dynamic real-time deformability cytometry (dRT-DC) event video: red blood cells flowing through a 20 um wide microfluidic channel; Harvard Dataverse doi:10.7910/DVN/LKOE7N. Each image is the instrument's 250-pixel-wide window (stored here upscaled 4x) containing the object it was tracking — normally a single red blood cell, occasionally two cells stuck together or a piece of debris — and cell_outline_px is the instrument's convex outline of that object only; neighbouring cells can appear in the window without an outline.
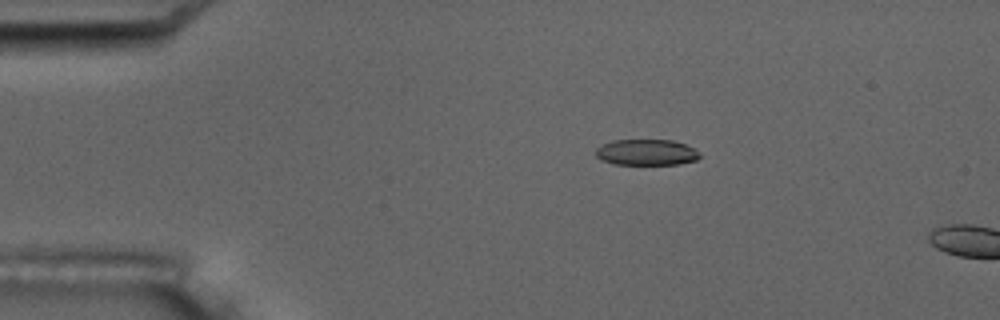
{"species": "common noctule bat (a hibernating species)", "species_latin": "Nyctalus noctula", "temperature_condition": "room temperature", "stored_images_in_passage": 4, "camera_frame_rate_fps": 3000, "um_per_image_px": 0.085, "animal": {"sex": "male", "body_mass_g": 17.5, "forearm_length_mm": 52.3}, "frame": {"image": 1, "passage_image": 3, "time_ms": 3.333, "image_size_px": [1000, 320], "cell_outline_px": [[700, 156], [696, 160], [680, 164], [612, 164], [600, 160], [596, 156], [596, 148], [600, 144], [612, 140], [672, 140], [684, 144], [692, 148]], "centroid_in_image_um": [54.87, 12.95], "position_along_channel_um": 30.1, "area_um2": 15.72}}